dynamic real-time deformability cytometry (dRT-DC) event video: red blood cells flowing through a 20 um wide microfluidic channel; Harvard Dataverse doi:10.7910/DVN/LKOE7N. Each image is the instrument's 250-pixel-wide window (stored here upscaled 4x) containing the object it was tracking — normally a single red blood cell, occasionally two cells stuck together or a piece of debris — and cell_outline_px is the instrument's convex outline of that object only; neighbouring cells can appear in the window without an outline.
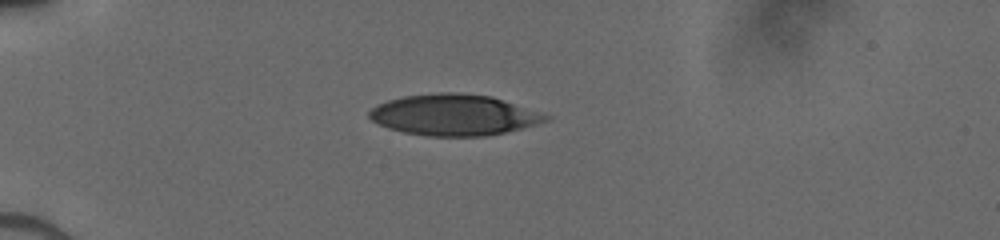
{"species": "human", "species_latin": "Homo sapiens", "temperature_condition": "cold", "stored_images_in_passage": 37, "camera_frame_rate_fps": 3000, "um_per_image_px": 0.085, "donor": {"sex": "male"}, "frame": {"image": 1, "passage_image": 1, "time_ms": 0.0, "image_size_px": [1000, 240], "cell_outline_px": [[552, 116], [548, 120], [536, 124], [504, 132], [484, 136], [428, 136], [404, 132], [388, 128], [372, 120], [368, 116], [368, 112], [376, 104], [388, 100], [404, 96], [436, 92], [460, 92], [492, 96]], "centroid_in_image_um": [38.56, 9.75], "position_along_channel_um": 46.4, "area_um2": 42.19}}
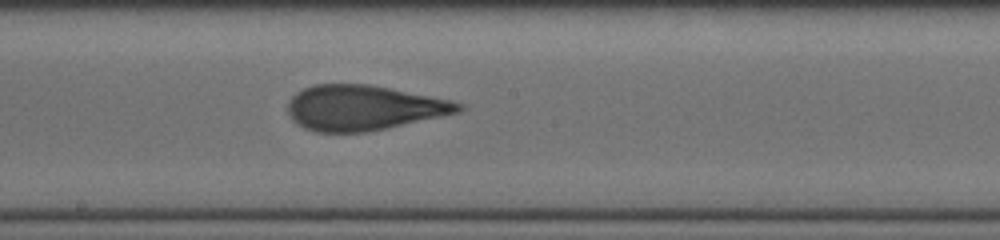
{"frame": {"image": 2, "passage_image": 16, "time_ms": 5.0, "image_size_px": [1000, 240], "cell_outline_px": [[464, 108], [460, 112], [384, 128], [364, 132], [316, 132], [304, 128], [296, 124], [292, 120], [288, 112], [288, 100], [296, 92], [304, 88], [316, 84], [368, 84], [452, 100], [464, 104]], "centroid_in_image_um": [30.86, 9.15], "position_along_channel_um": 217.3, "area_um2": 44.62}}
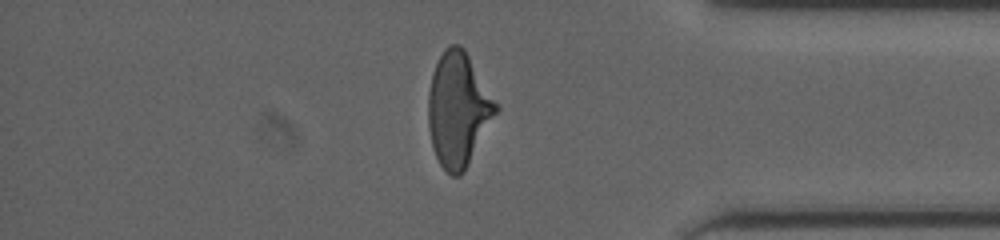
{"frame": {"image": 3, "passage_image": 30, "time_ms": 9.667, "image_size_px": [1000, 240], "cell_outline_px": [[500, 108], [464, 172], [460, 176], [452, 176], [440, 164], [432, 148], [428, 124], [428, 92], [432, 72], [444, 48], [452, 44], [460, 44], [464, 48]], "centroid_in_image_um": [38.94, 9.31], "position_along_channel_um": 396.3, "area_um2": 44.91}}